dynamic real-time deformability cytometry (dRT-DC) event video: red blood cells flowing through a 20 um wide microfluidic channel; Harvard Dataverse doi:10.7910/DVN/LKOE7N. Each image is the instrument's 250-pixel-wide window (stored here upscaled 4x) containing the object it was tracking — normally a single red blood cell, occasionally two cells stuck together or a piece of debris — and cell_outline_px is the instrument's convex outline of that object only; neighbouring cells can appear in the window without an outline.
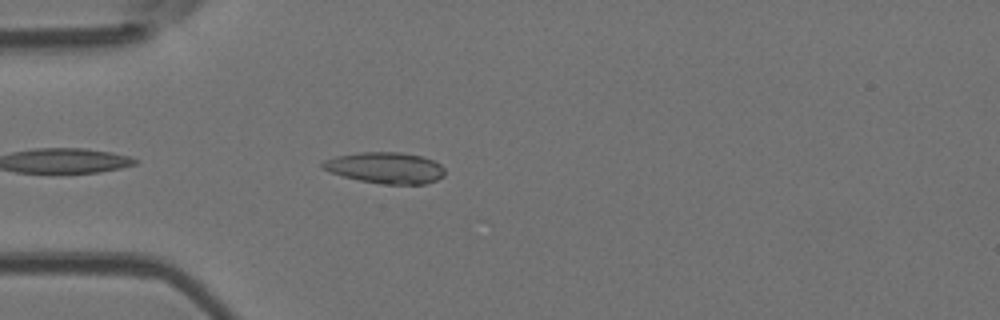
{"species": "Egyptian fruit bat (a non-hibernating species)", "species_latin": "Rousettus aegyptiacus", "temperature_condition": "room temperature", "stored_images_in_passage": 8, "camera_frame_rate_fps": 3000, "um_per_image_px": 0.085, "animal": {"sex": "female"}, "frame": {"image": 1, "passage_image": 3, "time_ms": 0.667, "image_size_px": [1000, 320], "cell_outline_px": [[444, 176], [436, 180], [424, 184], [384, 184], [360, 180], [328, 172], [320, 168], [320, 164], [324, 160], [336, 156], [360, 152], [400, 152], [420, 156], [432, 160], [440, 164], [444, 168]], "centroid_in_image_um": [32.73, 14.26], "position_along_channel_um": 52.3, "area_um2": 22.2}}